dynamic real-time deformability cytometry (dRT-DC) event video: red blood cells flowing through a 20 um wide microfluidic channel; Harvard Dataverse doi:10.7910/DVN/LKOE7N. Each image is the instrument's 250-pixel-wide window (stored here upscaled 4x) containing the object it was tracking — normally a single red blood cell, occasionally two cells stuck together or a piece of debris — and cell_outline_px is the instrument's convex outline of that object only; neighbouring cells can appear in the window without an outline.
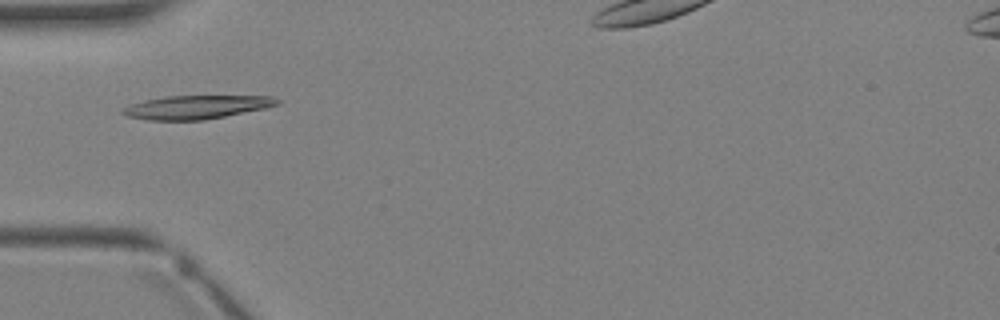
{"species": "Egyptian fruit bat (a non-hibernating species)", "species_latin": "Rousettus aegyptiacus", "temperature_condition": "warm", "stored_images_in_passage": 5, "segment_of_instrument_passage": [1, 2], "camera_frame_rate_fps": 3000, "um_per_image_px": 0.085, "animal": {"sex": "female"}, "frame": {"image": 1, "passage_image": 4, "time_ms": 3.333, "image_size_px": [1000, 320], "cell_outline_px": [[280, 104], [264, 108], [204, 120], [148, 120], [124, 116], [120, 112], [120, 108], [144, 100], [168, 96], [272, 96], [280, 100]], "centroid_in_image_um": [16.64, 9.11], "position_along_channel_um": 68.4, "area_um2": 21.15}}